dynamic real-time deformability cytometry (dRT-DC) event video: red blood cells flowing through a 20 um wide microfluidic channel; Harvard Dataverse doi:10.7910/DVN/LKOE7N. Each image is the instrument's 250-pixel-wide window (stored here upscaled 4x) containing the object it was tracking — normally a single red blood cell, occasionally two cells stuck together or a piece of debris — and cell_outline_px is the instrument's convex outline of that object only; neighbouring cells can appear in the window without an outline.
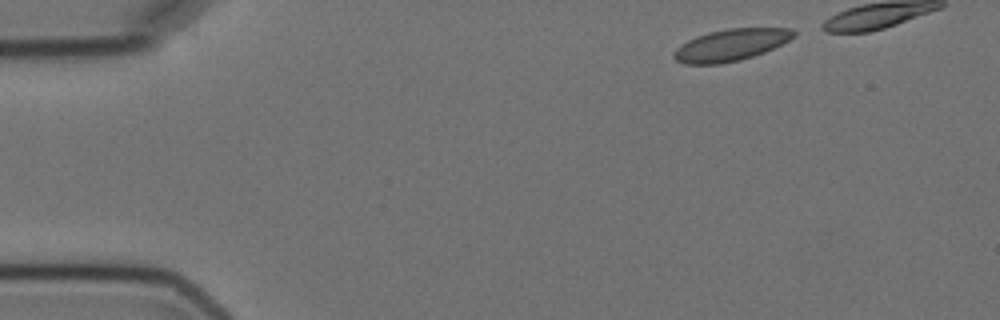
{"species": "Egyptian fruit bat (a non-hibernating species)", "species_latin": "Rousettus aegyptiacus", "temperature_condition": "cold", "stored_images_in_passage": 5, "camera_frame_rate_fps": 3000, "um_per_image_px": 0.085, "animal": {"sex": "female"}, "frame": {"image": 1, "passage_image": 1, "time_ms": 0.0, "image_size_px": [1000, 320], "cell_outline_px": [[796, 36], [764, 52], [740, 60], [720, 64], [684, 64], [676, 60], [672, 56], [672, 52], [680, 44], [696, 36], [708, 32], [728, 28], [792, 28], [796, 32]], "centroid_in_image_um": [62.08, 3.82], "position_along_channel_um": 22.9, "area_um2": 22.25}}
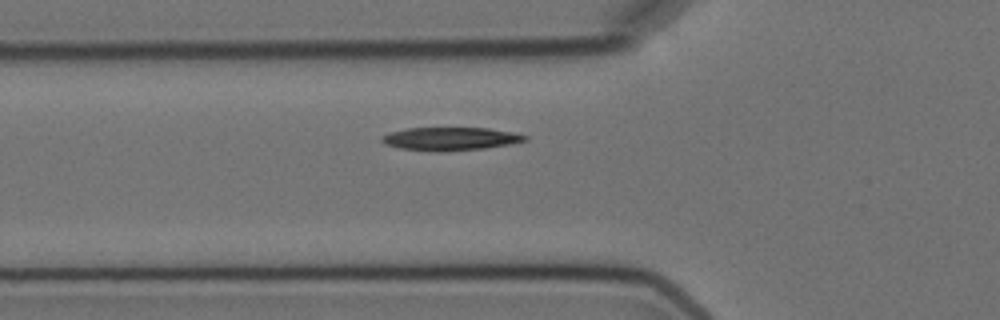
{"frame": {"image": 2, "passage_image": 5, "time_ms": 6.0, "image_size_px": [1000, 320], "cell_outline_px": [[528, 140], [508, 144], [484, 148], [400, 148], [384, 144], [380, 140], [380, 136], [404, 128], [488, 128], [512, 132], [528, 136]], "centroid_in_image_um": [38.29, 11.73], "position_along_channel_um": 87.5, "area_um2": 18.03}}